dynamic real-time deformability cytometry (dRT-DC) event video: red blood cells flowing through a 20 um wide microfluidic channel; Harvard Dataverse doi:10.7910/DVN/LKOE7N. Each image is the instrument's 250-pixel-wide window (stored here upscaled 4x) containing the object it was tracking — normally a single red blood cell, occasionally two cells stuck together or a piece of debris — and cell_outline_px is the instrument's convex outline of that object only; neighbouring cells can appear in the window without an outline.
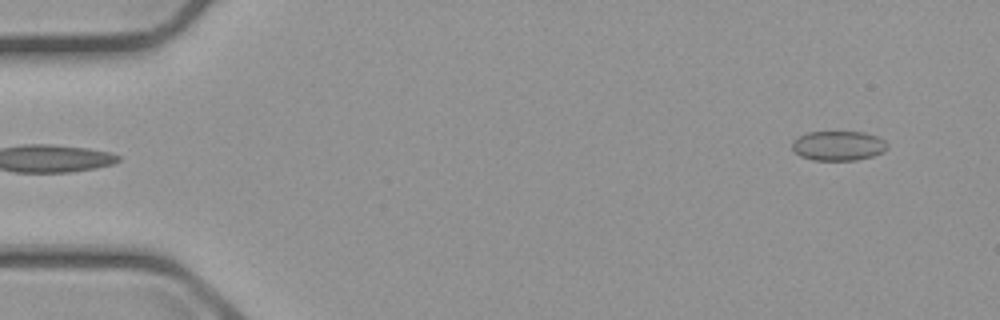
{"species": "common noctule bat (a hibernating species)", "species_latin": "Nyctalus noctula", "temperature_condition": "cold", "stored_images_in_passage": 2, "camera_frame_rate_fps": 3000, "um_per_image_px": 0.085, "animal": {"sex": "male", "body_mass_g": 23.1, "forearm_length_mm": 52.7}, "frame": {"image": 1, "passage_image": 2, "time_ms": 1.333, "image_size_px": [1000, 320], "cell_outline_px": [[888, 148], [884, 152], [872, 156], [856, 160], [812, 160], [800, 156], [792, 148], [792, 140], [808, 132], [864, 132], [876, 136], [884, 140], [888, 144]], "centroid_in_image_um": [71.27, 12.39], "position_along_channel_um": 13.7, "area_um2": 16.47}}